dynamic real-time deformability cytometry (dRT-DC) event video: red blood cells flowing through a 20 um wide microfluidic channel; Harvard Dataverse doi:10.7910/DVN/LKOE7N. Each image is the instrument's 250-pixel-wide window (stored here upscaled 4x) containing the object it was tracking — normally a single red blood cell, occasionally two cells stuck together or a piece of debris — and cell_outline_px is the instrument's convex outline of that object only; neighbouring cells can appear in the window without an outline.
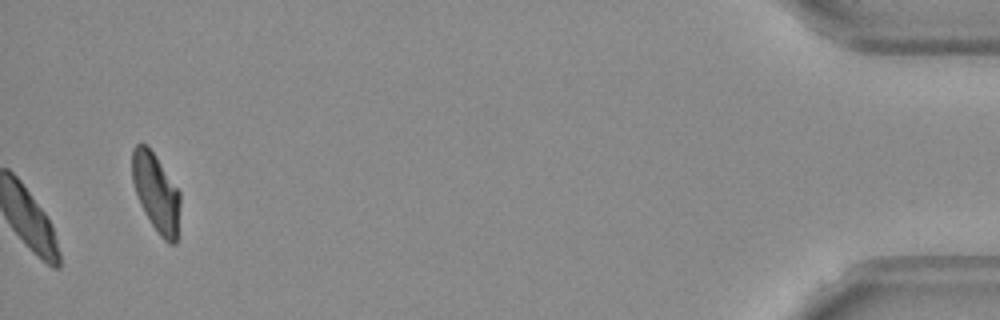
{"species": "Egyptian fruit bat (a non-hibernating species)", "species_latin": "Rousettus aegyptiacus", "temperature_condition": "warm", "stored_images_in_passage": 41, "camera_frame_rate_fps": 3000, "um_per_image_px": 0.085, "frame": {"image": 1, "passage_image": 41, "time_ms": 13.333, "image_size_px": [1000, 320], "cell_outline_px": [[180, 204], [176, 244], [168, 244], [160, 236], [144, 212], [140, 204], [132, 180], [132, 148], [136, 144], [148, 144], [180, 192]], "centroid_in_image_um": [13.27, 16.36], "position_along_channel_um": 421.9, "area_um2": 21.91}, "authors_computed_cell_mechanics": {"area_um2": 23.698, "velocity_mm_per_s": 3.5916, "shape_relaxation_time_tau1_ms": 2.1277, "shape_relaxation_time_tau2_ms": 7.5485, "deformation_change_tau1": 0.0869, "deformation_change_tau2": 0.1073}}